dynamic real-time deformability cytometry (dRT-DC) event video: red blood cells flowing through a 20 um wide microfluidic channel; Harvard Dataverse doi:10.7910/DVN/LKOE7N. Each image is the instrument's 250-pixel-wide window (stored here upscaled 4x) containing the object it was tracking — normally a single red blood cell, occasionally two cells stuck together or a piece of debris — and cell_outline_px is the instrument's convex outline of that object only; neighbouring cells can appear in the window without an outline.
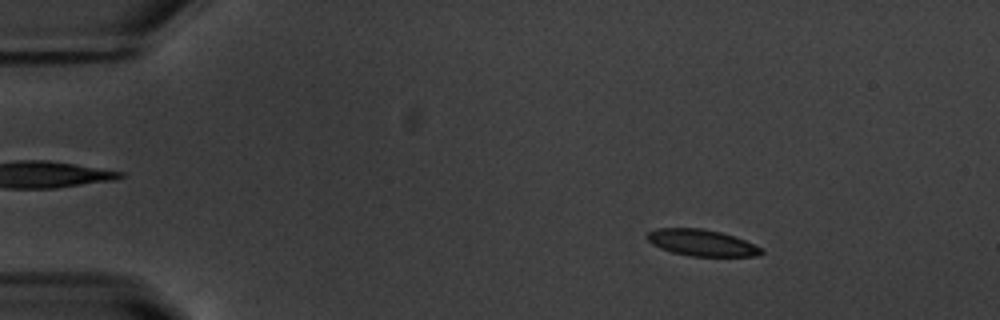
{"species": "common noctule bat (a hibernating species)", "species_latin": "Nyctalus noctula", "temperature_condition": "warm", "stored_images_in_passage": 54, "camera_frame_rate_fps": 3000, "um_per_image_px": 0.085, "animal": {"sex": "male", "body_mass_g": 20.1, "forearm_length_mm": 53.5}, "frame": {"image": 1, "passage_image": 8, "time_ms": 2.333, "image_size_px": [1000, 320], "cell_outline_px": [[764, 252], [756, 256], [692, 256], [672, 252], [660, 248], [652, 244], [644, 236], [648, 232], [656, 228], [700, 228], [720, 232], [744, 240], [764, 248]], "centroid_in_image_um": [59.62, 20.63], "position_along_channel_um": 25.4, "area_um2": 17.57}}
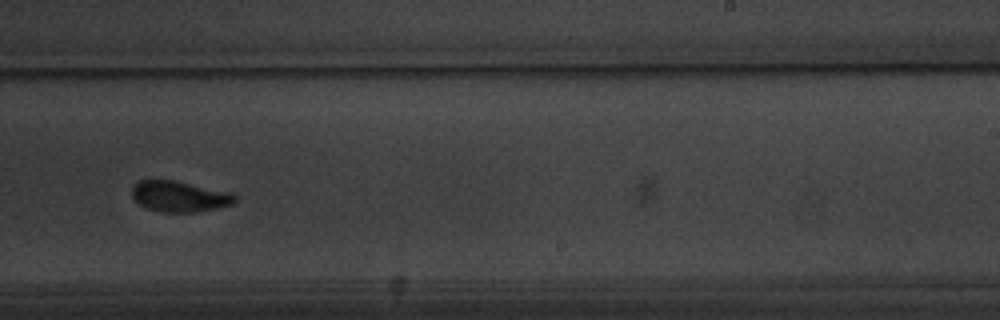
{"frame": {"image": 2, "passage_image": 34, "time_ms": 11.0, "image_size_px": [1000, 320], "cell_outline_px": [[236, 200], [232, 204], [216, 208], [196, 212], [160, 212], [148, 208], [140, 204], [132, 196], [132, 184], [140, 180], [176, 180], [232, 192], [236, 196]], "centroid_in_image_um": [15.26, 16.68], "position_along_channel_um": 273.7, "area_um2": 18.61}}
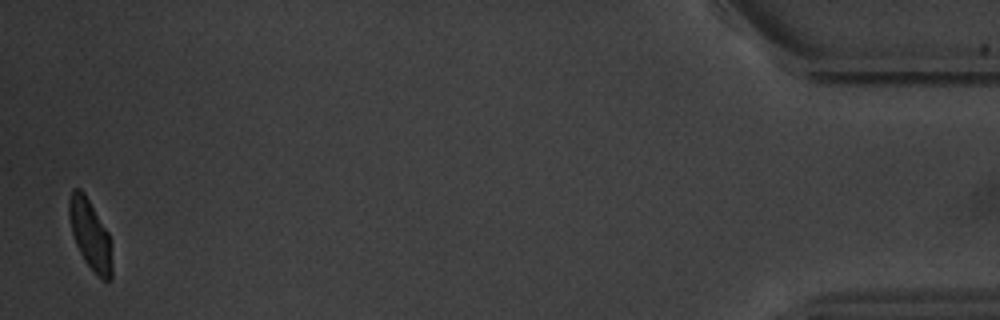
{"frame": {"image": 3, "passage_image": 53, "time_ms": 17.333, "image_size_px": [1000, 320], "cell_outline_px": [[112, 280], [100, 280], [84, 260], [76, 244], [72, 232], [68, 216], [68, 200], [72, 188], [80, 188], [84, 192], [108, 232], [112, 264]], "centroid_in_image_um": [7.65, 19.94], "position_along_channel_um": 427.6, "area_um2": 17.51}, "authors_computed_cell_mechanics": {"area_um2": 18.2937, "velocity_mm_per_s": 3.7559, "shape_relaxation_time_tau1_ms": 2.2986, "shape_relaxation_time_tau2_ms": 1.1165, "deformation_change_tau1": 0.1212, "deformation_change_tau2": 0.07}}